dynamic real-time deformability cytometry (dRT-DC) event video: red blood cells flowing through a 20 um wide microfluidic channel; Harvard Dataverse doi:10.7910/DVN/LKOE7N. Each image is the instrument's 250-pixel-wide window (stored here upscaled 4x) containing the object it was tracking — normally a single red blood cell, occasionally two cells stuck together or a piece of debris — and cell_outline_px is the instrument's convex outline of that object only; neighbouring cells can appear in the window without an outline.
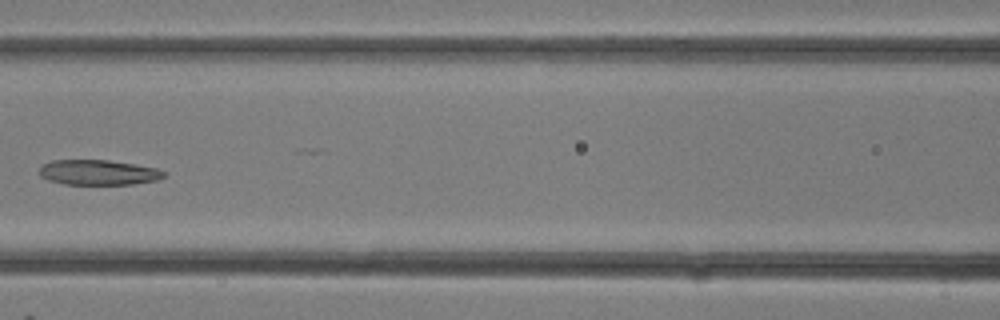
{"species": "common noctule bat (a hibernating species)", "species_latin": "Nyctalus noctula", "temperature_condition": "room temperature", "stored_images_in_passage": 13, "camera_frame_rate_fps": 3000, "um_per_image_px": 0.085, "animal": {"sex": "female"}, "frame": {"image": 1, "passage_image": 8, "time_ms": 2.333, "image_size_px": [1000, 320], "cell_outline_px": [[168, 172], [164, 176], [156, 180], [132, 184], [64, 184], [48, 180], [40, 176], [40, 168], [44, 164], [52, 160], [108, 160], [136, 164], [156, 168]], "centroid_in_image_um": [8.37, 14.65], "position_along_channel_um": 158.2, "area_um2": 18.21}}
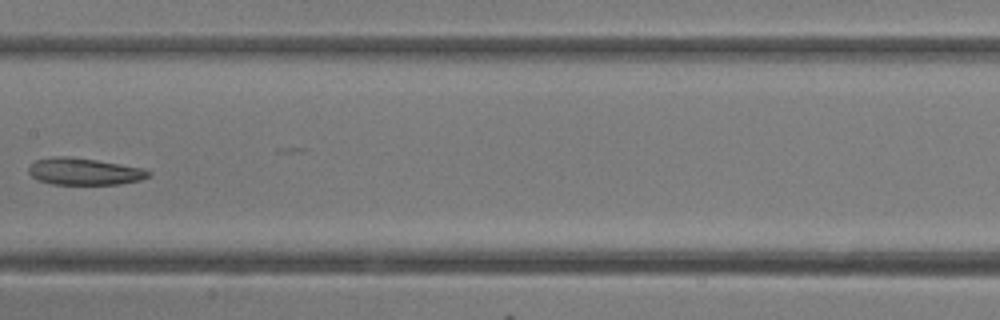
{"frame": {"image": 2, "passage_image": 10, "time_ms": 3.0, "image_size_px": [1000, 320], "cell_outline_px": [[152, 172], [148, 176], [140, 180], [120, 184], [52, 184], [36, 180], [28, 172], [28, 168], [36, 160], [52, 156], [68, 156], [96, 160], [144, 168]], "centroid_in_image_um": [7.14, 14.57], "position_along_channel_um": 200.3, "area_um2": 18.79}}
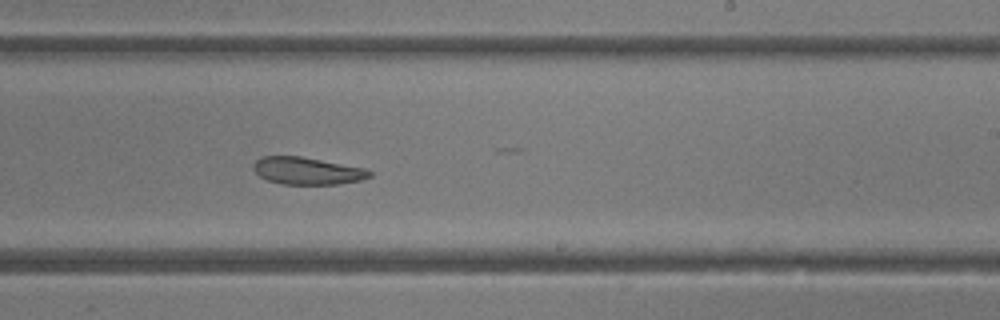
{"frame": {"image": 3, "passage_image": 13, "time_ms": 4.0, "image_size_px": [1000, 320], "cell_outline_px": [[372, 176], [360, 180], [336, 184], [280, 184], [268, 180], [260, 176], [252, 168], [252, 164], [256, 160], [264, 156], [300, 156], [368, 168], [372, 172]], "centroid_in_image_um": [26.13, 14.52], "position_along_channel_um": 262.9, "area_um2": 18.55}}